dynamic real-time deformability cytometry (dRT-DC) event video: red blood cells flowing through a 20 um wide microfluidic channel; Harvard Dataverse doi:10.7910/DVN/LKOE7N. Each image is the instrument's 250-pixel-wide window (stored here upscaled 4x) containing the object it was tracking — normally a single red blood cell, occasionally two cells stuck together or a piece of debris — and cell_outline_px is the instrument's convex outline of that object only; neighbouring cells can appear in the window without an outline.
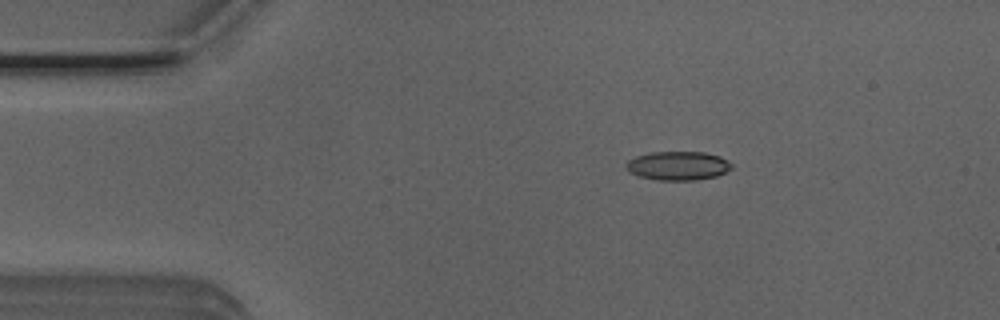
{"species": "Egyptian fruit bat (a non-hibernating species)", "species_latin": "Rousettus aegyptiacus", "temperature_condition": "room temperature", "stored_images_in_passage": 3, "camera_frame_rate_fps": 3000, "um_per_image_px": 0.085, "animal": {"sex": "male"}, "frame": {"image": 1, "passage_image": 2, "time_ms": 0.333, "image_size_px": [1000, 320], "cell_outline_px": [[732, 168], [716, 176], [696, 180], [656, 180], [640, 176], [628, 172], [624, 164], [628, 160], [636, 156], [652, 152], [704, 152], [720, 156], [728, 160], [732, 164]], "centroid_in_image_um": [57.61, 14.08], "position_along_channel_um": 27.4, "area_um2": 17.8}}